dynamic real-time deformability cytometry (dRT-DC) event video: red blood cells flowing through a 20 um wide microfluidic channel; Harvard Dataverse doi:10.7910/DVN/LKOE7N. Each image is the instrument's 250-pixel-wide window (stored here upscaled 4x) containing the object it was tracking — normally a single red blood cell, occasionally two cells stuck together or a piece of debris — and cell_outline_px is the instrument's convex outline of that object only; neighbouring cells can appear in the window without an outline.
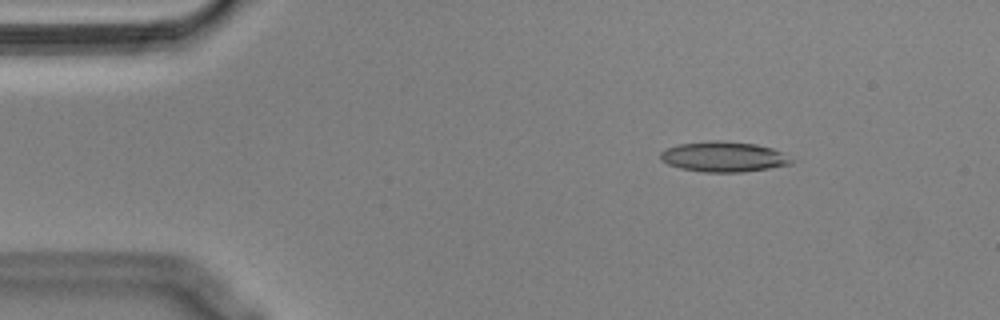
{"species": "Egyptian fruit bat (a non-hibernating species)", "species_latin": "Rousettus aegyptiacus", "temperature_condition": "cold", "stored_images_in_passage": 48, "camera_frame_rate_fps": 3000, "um_per_image_px": 0.085, "animal": {"sex": "male"}, "frame": {"image": 1, "passage_image": 1, "time_ms": 0.0, "image_size_px": [1000, 320], "cell_outline_px": [[796, 160], [792, 164], [768, 168], [740, 172], [704, 172], [680, 168], [668, 164], [660, 160], [660, 152], [668, 148], [680, 144], [712, 140], [720, 140], [756, 144], [772, 148]], "centroid_in_image_um": [61.52, 13.32], "position_along_channel_um": 23.5, "area_um2": 23.06}}
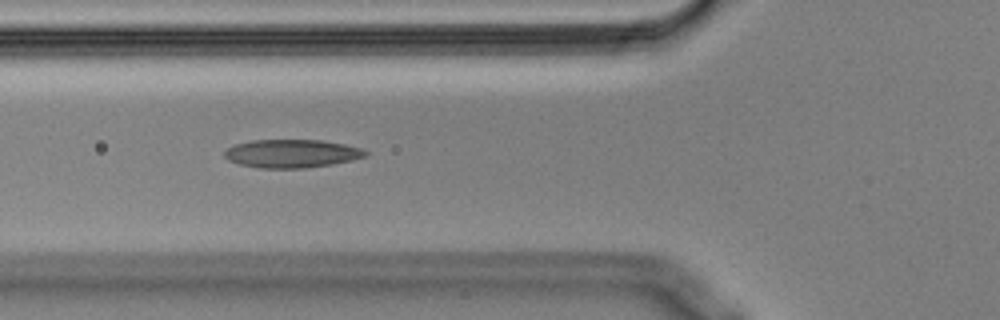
{"frame": {"image": 2, "passage_image": 13, "time_ms": 4.0, "image_size_px": [1000, 320], "cell_outline_px": [[368, 152], [364, 156], [352, 160], [332, 164], [304, 168], [260, 168], [240, 164], [228, 160], [224, 156], [224, 152], [228, 148], [236, 144], [248, 140], [324, 140], [364, 148]], "centroid_in_image_um": [24.8, 13.04], "position_along_channel_um": 101.0, "area_um2": 23.24}}
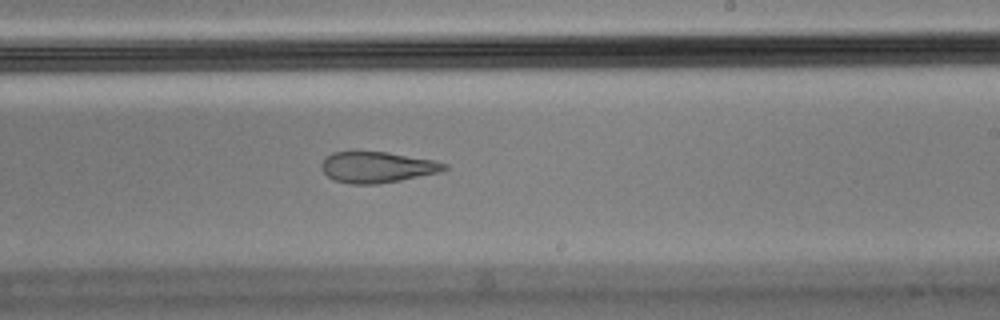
{"frame": {"image": 3, "passage_image": 26, "time_ms": 8.333, "image_size_px": [1000, 320], "cell_outline_px": [[448, 168], [440, 172], [400, 180], [376, 184], [352, 184], [336, 180], [328, 176], [320, 168], [320, 164], [332, 152], [352, 148], [356, 148], [388, 152], [436, 160], [448, 164]], "centroid_in_image_um": [32.03, 14.15], "position_along_channel_um": 257.0, "area_um2": 22.95}, "authors_computed_cell_mechanics": {"area_um2": 23.2934, "velocity_mm_per_s": 3.5877, "shape_relaxation_time_tau1_ms": null, "shape_relaxation_time_tau2_ms": 3.7939, "deformation_change_tau1": null, "deformation_change_tau2": 0.133}}